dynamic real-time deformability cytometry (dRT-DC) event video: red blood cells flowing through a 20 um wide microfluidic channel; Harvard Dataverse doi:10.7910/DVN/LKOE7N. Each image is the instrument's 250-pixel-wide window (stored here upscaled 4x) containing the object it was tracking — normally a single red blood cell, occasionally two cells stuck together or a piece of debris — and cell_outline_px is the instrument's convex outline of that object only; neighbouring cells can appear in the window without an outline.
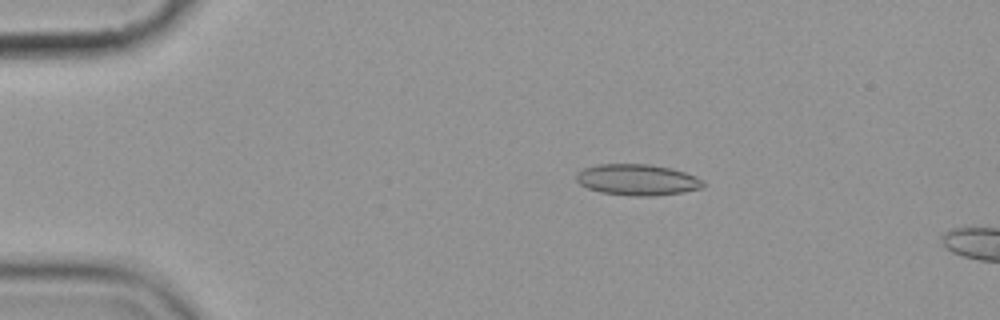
{"species": "common noctule bat (a hibernating species)", "species_latin": "Nyctalus noctula", "temperature_condition": "cold", "stored_images_in_passage": 6, "camera_frame_rate_fps": 3000, "um_per_image_px": 0.085, "animal": {"sex": "female", "body_mass_g": 19.9}, "frame": {"image": 1, "passage_image": 4, "time_ms": 3.333, "image_size_px": [1000, 320], "cell_outline_px": [[704, 188], [684, 192], [656, 196], [628, 196], [600, 192], [588, 188], [580, 184], [576, 180], [576, 172], [584, 168], [596, 164], [648, 164], [672, 168], [696, 176], [704, 180]], "centroid_in_image_um": [54.19, 15.28], "position_along_channel_um": 30.8, "area_um2": 23.35}}